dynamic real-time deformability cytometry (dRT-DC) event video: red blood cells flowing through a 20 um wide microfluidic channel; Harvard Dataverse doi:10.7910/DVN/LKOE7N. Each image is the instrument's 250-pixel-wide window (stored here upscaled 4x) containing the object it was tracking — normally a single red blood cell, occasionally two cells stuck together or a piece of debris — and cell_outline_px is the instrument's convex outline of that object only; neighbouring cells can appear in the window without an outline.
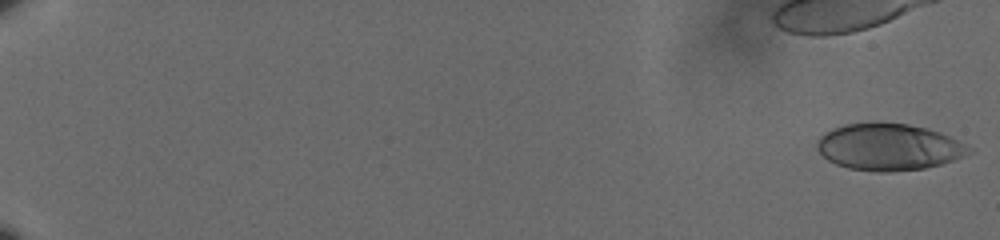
{"species": "human", "species_latin": "Homo sapiens", "temperature_condition": "cold", "stored_images_in_passage": 26, "camera_frame_rate_fps": 3000, "um_per_image_px": 0.085, "donor": {"sex": "male"}, "frame": {"image": 1, "passage_image": 1, "time_ms": 0.0, "image_size_px": [1000, 240], "cell_outline_px": [[976, 152], [940, 164], [924, 168], [892, 172], [876, 172], [848, 168], [836, 164], [828, 160], [816, 148], [816, 140], [824, 132], [832, 128], [844, 124], [908, 124], [928, 128], [940, 132], [972, 148]], "centroid_in_image_um": [75.54, 12.51], "position_along_channel_um": 9.5, "area_um2": 41.15}}
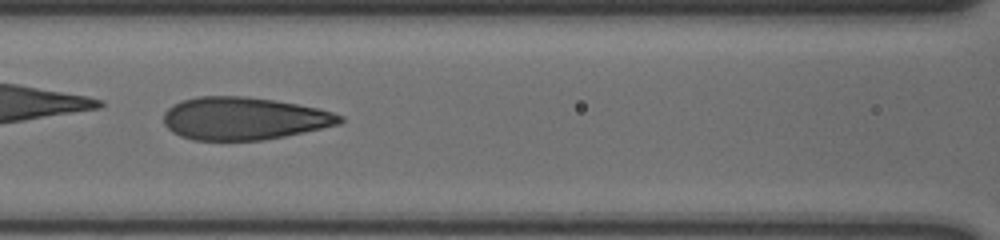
{"frame": {"image": 2, "passage_image": 19, "time_ms": 6.0, "image_size_px": [1000, 240], "cell_outline_px": [[344, 120], [340, 124], [304, 132], [264, 140], [192, 140], [180, 136], [172, 132], [164, 124], [164, 112], [168, 108], [184, 100], [196, 96], [244, 96], [272, 100], [296, 104], [316, 108], [332, 112], [344, 116]], "centroid_in_image_um": [20.72, 10.08], "position_along_channel_um": 145.9, "area_um2": 43.64}}
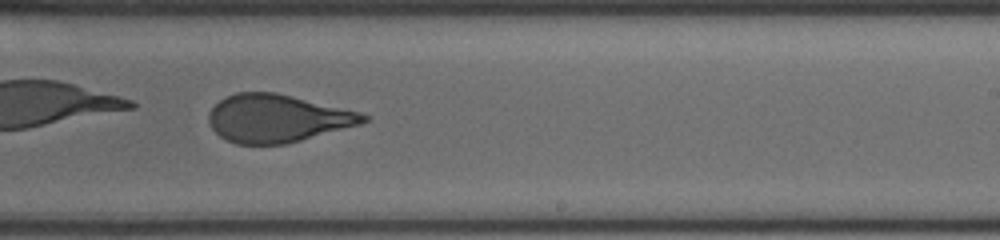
{"frame": {"image": 3, "passage_image": 25, "time_ms": 8.0, "image_size_px": [1000, 240], "cell_outline_px": [[368, 120], [360, 124], [300, 140], [284, 144], [236, 144], [220, 136], [212, 128], [208, 120], [208, 112], [220, 100], [236, 92], [276, 92], [360, 112], [368, 116]], "centroid_in_image_um": [23.54, 10.05], "position_along_channel_um": 265.5, "area_um2": 42.66}}